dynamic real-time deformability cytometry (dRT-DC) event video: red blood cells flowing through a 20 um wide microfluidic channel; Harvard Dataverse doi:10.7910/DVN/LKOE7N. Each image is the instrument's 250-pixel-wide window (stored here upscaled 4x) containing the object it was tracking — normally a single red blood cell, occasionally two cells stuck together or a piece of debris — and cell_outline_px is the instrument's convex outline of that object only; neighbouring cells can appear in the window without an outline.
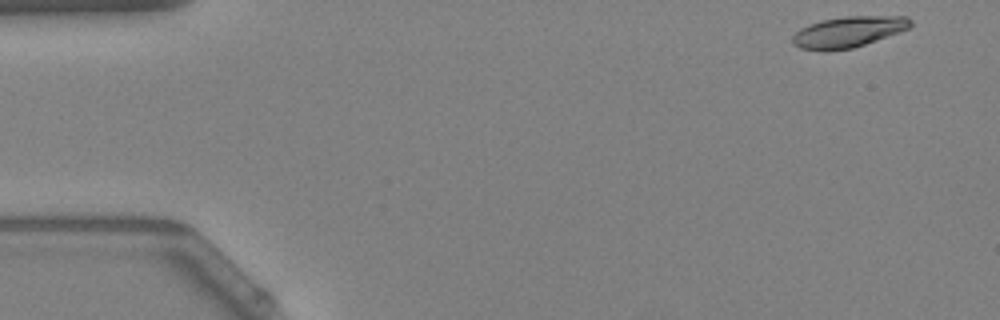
{"species": "Egyptian fruit bat (a non-hibernating species)", "species_latin": "Rousettus aegyptiacus", "temperature_condition": "warm", "stored_images_in_passage": 50, "camera_frame_rate_fps": 3000, "um_per_image_px": 0.085, "animal": {"sex": "female"}, "frame": {"image": 1, "passage_image": 1, "time_ms": 0.0, "image_size_px": [1000, 320], "cell_outline_px": [[912, 24], [908, 28], [900, 32], [852, 48], [828, 52], [820, 52], [800, 48], [792, 44], [792, 36], [800, 28], [808, 24], [820, 20], [844, 16], [908, 16], [912, 20]], "centroid_in_image_um": [72.06, 2.72], "position_along_channel_um": 12.9, "area_um2": 21.62}}
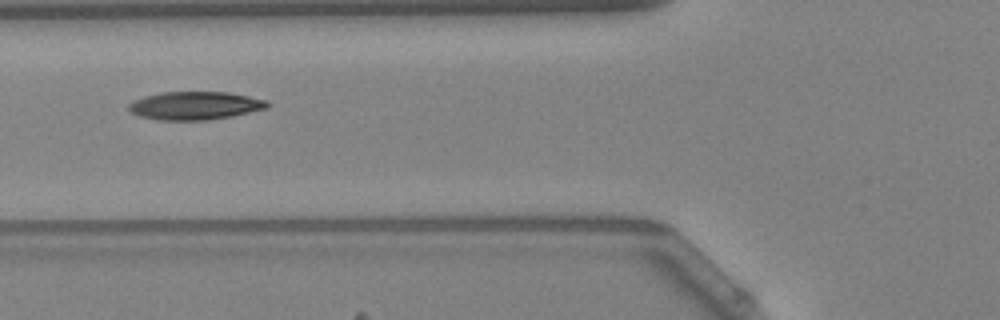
{"frame": {"image": 2, "passage_image": 18, "time_ms": 5.667, "image_size_px": [1000, 320], "cell_outline_px": [[268, 108], [232, 116], [208, 120], [160, 120], [140, 116], [132, 112], [128, 108], [128, 104], [132, 100], [144, 96], [160, 92], [224, 92], [248, 96], [268, 100]], "centroid_in_image_um": [16.56, 8.97], "position_along_channel_um": 109.2, "area_um2": 22.72}}
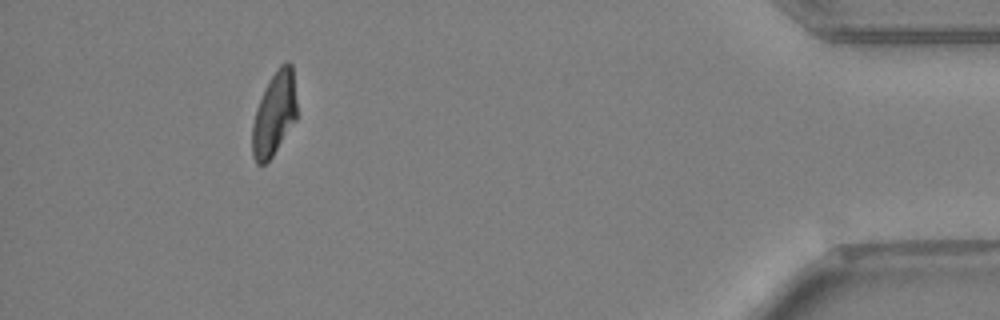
{"frame": {"image": 3, "passage_image": 46, "time_ms": 15.0, "image_size_px": [1000, 320], "cell_outline_px": [[296, 120], [272, 156], [264, 164], [256, 164], [252, 156], [252, 124], [256, 108], [264, 88], [276, 68], [284, 60], [288, 60], [292, 64], [296, 100]], "centroid_in_image_um": [23.3, 9.64], "position_along_channel_um": 411.9, "area_um2": 21.91}, "authors_computed_cell_mechanics": {"area_um2": 22.4842, "velocity_mm_per_s": 3.8867, "shape_relaxation_time_tau1_ms": 6.7902, "shape_relaxation_time_tau2_ms": 2.4459, "deformation_change_tau1": 0.1937, "deformation_change_tau2": 0.0762}}